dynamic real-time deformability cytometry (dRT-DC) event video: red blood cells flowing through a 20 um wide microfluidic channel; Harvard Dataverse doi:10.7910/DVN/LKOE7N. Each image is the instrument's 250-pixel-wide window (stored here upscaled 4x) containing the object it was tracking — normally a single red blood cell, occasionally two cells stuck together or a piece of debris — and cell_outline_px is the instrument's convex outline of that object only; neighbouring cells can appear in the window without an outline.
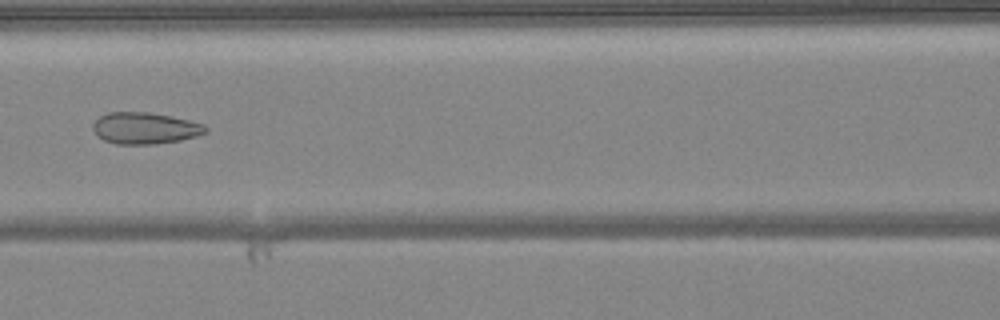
{"species": "common noctule bat (a hibernating species)", "species_latin": "Nyctalus noctula", "temperature_condition": "warm", "stored_images_in_passage": 49, "camera_frame_rate_fps": 3000, "um_per_image_px": 0.085, "animal": {"sex": "female", "body_mass_g": 24.6, "forearm_length_mm": 56.2}, "frame": {"image": 1, "passage_image": 21, "time_ms": 6.667, "image_size_px": [1000, 320], "cell_outline_px": [[208, 132], [196, 136], [180, 140], [156, 144], [116, 144], [104, 140], [96, 136], [92, 128], [92, 124], [100, 116], [108, 112], [148, 112], [172, 116], [204, 124], [208, 128]], "centroid_in_image_um": [12.31, 10.89], "position_along_channel_um": 154.3, "area_um2": 20.87}}
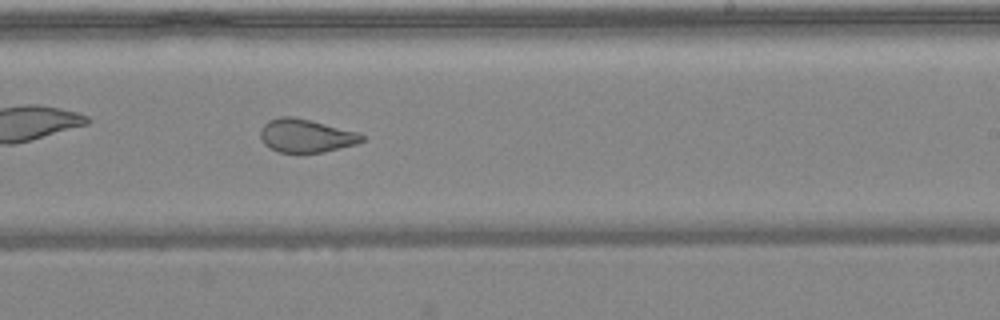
{"frame": {"image": 2, "passage_image": 29, "time_ms": 9.333, "image_size_px": [1000, 320], "cell_outline_px": [[364, 140], [356, 144], [340, 148], [320, 152], [280, 152], [264, 144], [260, 136], [260, 128], [268, 120], [280, 116], [292, 116], [360, 132], [364, 136]], "centroid_in_image_um": [26.01, 11.52], "position_along_channel_um": 263.0, "area_um2": 19.59}}
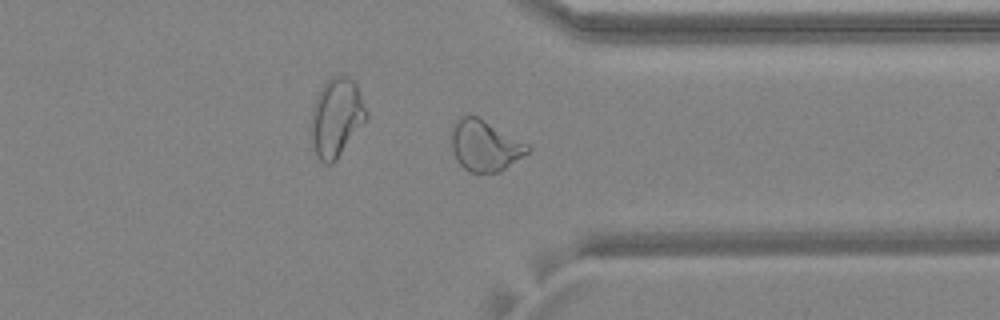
{"frame": {"image": 3, "passage_image": 37, "time_ms": 12.0, "image_size_px": [1000, 320], "cell_outline_px": [[532, 148], [528, 152], [500, 172], [468, 172], [456, 160], [452, 148], [452, 124], [460, 116], [468, 112], [476, 116], [528, 144]], "centroid_in_image_um": [41.18, 12.36], "position_along_channel_um": 370.2, "area_um2": 22.54}, "authors_computed_cell_mechanics": {"area_um2": 25.3164, "velocity_mm_per_s": 4.095, "shape_relaxation_time_tau1_ms": null, "shape_relaxation_time_tau2_ms": 1.442, "deformation_change_tau1": null, "deformation_change_tau2": 0.0732}}